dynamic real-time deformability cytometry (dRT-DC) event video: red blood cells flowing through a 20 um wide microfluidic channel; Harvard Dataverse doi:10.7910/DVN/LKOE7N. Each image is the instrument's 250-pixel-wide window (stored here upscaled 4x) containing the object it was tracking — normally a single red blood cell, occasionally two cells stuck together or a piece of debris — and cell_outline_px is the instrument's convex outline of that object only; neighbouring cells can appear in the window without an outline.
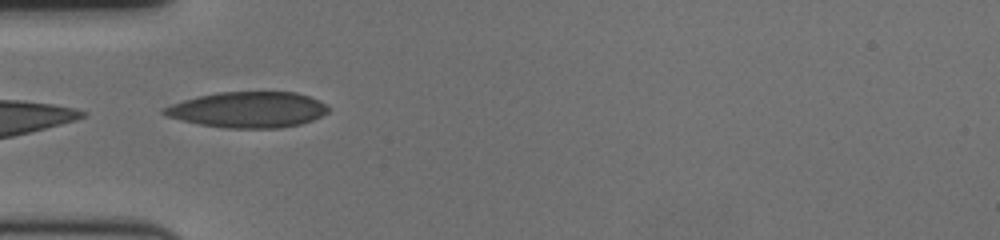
{"species": "human", "species_latin": "Homo sapiens", "temperature_condition": "cold", "stored_images_in_passage": 41, "camera_frame_rate_fps": 3000, "um_per_image_px": 0.085, "donor": {"sex": "female"}, "frame": {"image": 1, "passage_image": 1, "time_ms": 0.0, "image_size_px": [1000, 240], "cell_outline_px": [[328, 112], [312, 120], [300, 124], [280, 128], [228, 128], [200, 124], [180, 120], [164, 116], [160, 112], [160, 108], [184, 100], [216, 92], [296, 92], [320, 100], [328, 108]], "centroid_in_image_um": [21.04, 9.32], "position_along_channel_um": 64.0, "area_um2": 34.28}}
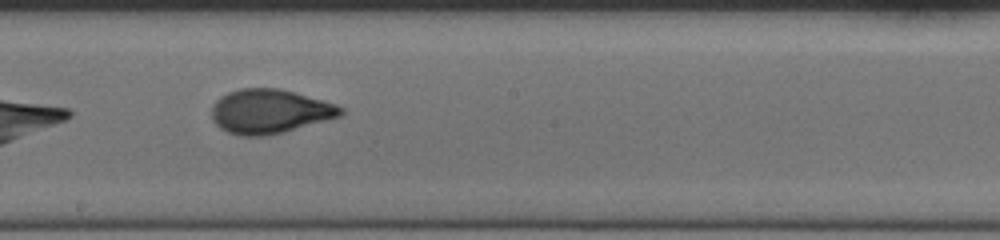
{"frame": {"image": 2, "passage_image": 15, "time_ms": 4.667, "image_size_px": [1000, 240], "cell_outline_px": [[344, 112], [340, 116], [284, 132], [264, 136], [240, 136], [228, 132], [220, 128], [212, 120], [212, 104], [220, 96], [228, 92], [240, 88], [280, 88], [296, 92], [324, 100], [336, 104], [344, 108]], "centroid_in_image_um": [22.91, 9.46], "position_along_channel_um": 225.3, "area_um2": 33.47}}
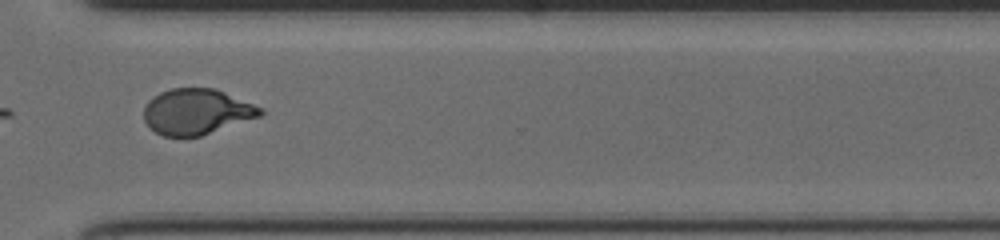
{"frame": {"image": 3, "passage_image": 26, "time_ms": 8.333, "image_size_px": [1000, 240], "cell_outline_px": [[264, 112], [260, 116], [200, 136], [164, 136], [156, 132], [144, 120], [144, 108], [148, 100], [152, 96], [160, 92], [172, 88], [216, 88], [264, 108]], "centroid_in_image_um": [16.72, 9.47], "position_along_channel_um": 353.9, "area_um2": 30.92}, "authors_computed_cell_mechanics": {"area_um2": 32.1946, "velocity_mm_per_s": 3.4905, "shape_relaxation_time_tau1_ms": 4.49, "shape_relaxation_time_tau2_ms": 1.2241, "deformation_change_tau1": 0.1789, "deformation_change_tau2": 0.0656}}